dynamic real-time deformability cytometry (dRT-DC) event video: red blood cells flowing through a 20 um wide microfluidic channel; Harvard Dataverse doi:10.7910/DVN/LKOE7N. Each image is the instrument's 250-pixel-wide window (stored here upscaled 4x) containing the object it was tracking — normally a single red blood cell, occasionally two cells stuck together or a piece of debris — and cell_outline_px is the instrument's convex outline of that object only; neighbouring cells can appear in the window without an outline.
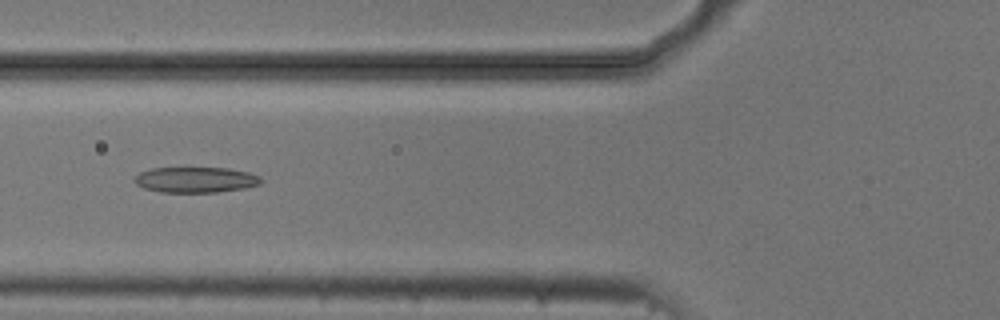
{"species": "common noctule bat (a hibernating species)", "species_latin": "Nyctalus noctula", "temperature_condition": "cold", "stored_images_in_passage": 7, "camera_frame_rate_fps": 3000, "um_per_image_px": 0.085, "animal": {"sex": "male", "body_mass_g": 20.5, "forearm_length_mm": 52.5}, "frame": {"image": 1, "passage_image": 4, "time_ms": 1.0, "image_size_px": [1000, 320], "cell_outline_px": [[264, 180], [260, 184], [244, 188], [216, 192], [160, 192], [144, 188], [136, 184], [132, 180], [140, 172], [152, 168], [228, 168], [248, 172], [260, 176]], "centroid_in_image_um": [16.63, 15.28], "position_along_channel_um": 109.2, "area_um2": 18.9}}
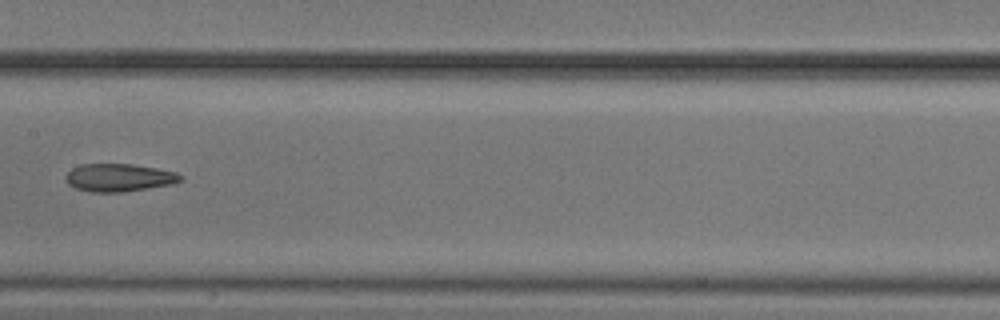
{"frame": {"image": 2, "passage_image": 6, "time_ms": 1.667, "image_size_px": [1000, 320], "cell_outline_px": [[184, 176], [180, 180], [172, 184], [124, 192], [92, 192], [76, 188], [68, 184], [64, 180], [64, 176], [72, 168], [80, 164], [132, 164], [156, 168], [176, 172]], "centroid_in_image_um": [10.09, 15.09], "position_along_channel_um": 197.3, "area_um2": 18.67}}
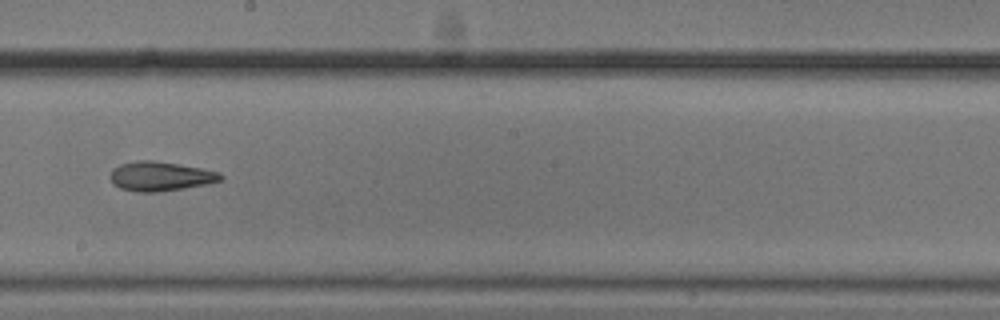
{"frame": {"image": 3, "passage_image": 7, "time_ms": 2.0, "image_size_px": [1000, 320], "cell_outline_px": [[224, 180], [208, 184], [184, 188], [156, 192], [136, 192], [120, 188], [112, 184], [108, 176], [112, 168], [120, 164], [136, 160], [152, 160], [200, 168], [220, 172], [224, 176]], "centroid_in_image_um": [13.6, 14.99], "position_along_channel_um": 234.6, "area_um2": 19.13}}